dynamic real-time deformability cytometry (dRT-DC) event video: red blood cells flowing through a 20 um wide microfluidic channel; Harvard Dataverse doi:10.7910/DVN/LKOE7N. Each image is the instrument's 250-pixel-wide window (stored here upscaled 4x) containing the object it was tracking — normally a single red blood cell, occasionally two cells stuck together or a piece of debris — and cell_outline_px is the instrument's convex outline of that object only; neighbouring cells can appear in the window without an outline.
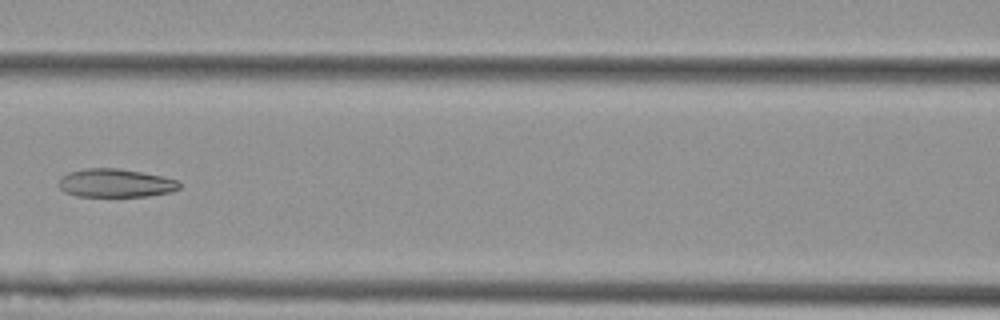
{"species": "Egyptian fruit bat (a non-hibernating species)", "species_latin": "Rousettus aegyptiacus", "temperature_condition": "cold", "stored_images_in_passage": 7, "camera_frame_rate_fps": 3000, "um_per_image_px": 0.085, "animal": {"sex": "female"}, "frame": {"image": 1, "passage_image": 7, "time_ms": 2.0, "image_size_px": [1000, 320], "cell_outline_px": [[180, 188], [172, 192], [148, 196], [76, 196], [64, 192], [60, 188], [60, 176], [68, 172], [84, 168], [116, 168], [140, 172], [180, 180]], "centroid_in_image_um": [9.82, 15.56], "position_along_channel_um": 156.8, "area_um2": 20.0}}